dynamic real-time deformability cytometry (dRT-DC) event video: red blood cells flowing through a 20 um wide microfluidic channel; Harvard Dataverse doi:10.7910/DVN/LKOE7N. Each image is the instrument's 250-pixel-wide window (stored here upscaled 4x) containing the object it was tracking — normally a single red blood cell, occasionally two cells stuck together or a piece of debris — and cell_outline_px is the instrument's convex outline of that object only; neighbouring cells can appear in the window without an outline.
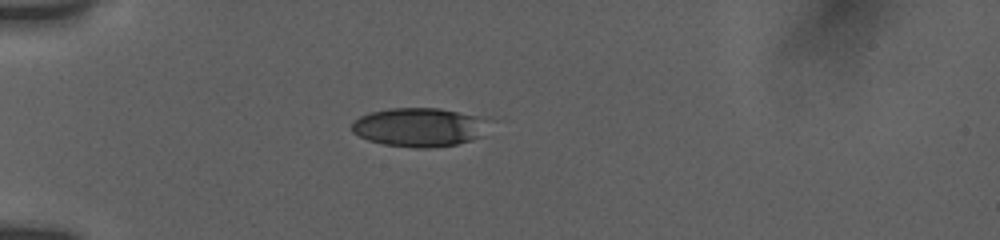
{"species": "human", "species_latin": "Homo sapiens", "temperature_condition": "room temperature", "stored_images_in_passage": 8, "camera_frame_rate_fps": 3000, "um_per_image_px": 0.085, "donor": {"sex": "female"}, "frame": {"image": 1, "passage_image": 1, "time_ms": 0.0, "image_size_px": [1000, 240], "cell_outline_px": [[492, 120], [484, 136], [472, 140], [456, 144], [428, 148], [416, 148], [384, 144], [368, 140], [352, 132], [352, 124], [360, 116], [372, 112], [388, 108], [440, 108], [492, 116]], "centroid_in_image_um": [35.8, 10.79], "position_along_channel_um": 49.2, "area_um2": 31.85}}
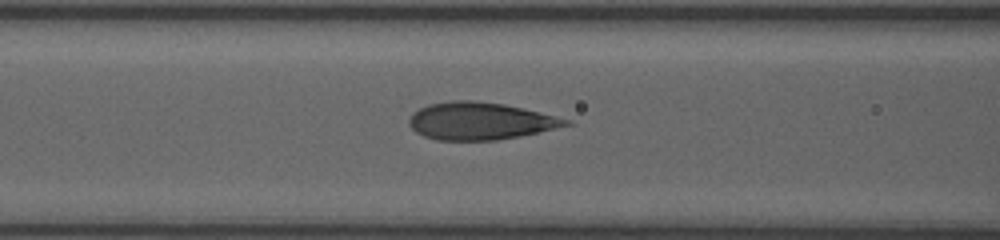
{"frame": {"image": 2, "passage_image": 6, "time_ms": 2.667, "image_size_px": [1000, 240], "cell_outline_px": [[576, 124], [520, 136], [496, 140], [436, 140], [424, 136], [416, 132], [408, 124], [408, 120], [412, 112], [428, 104], [448, 100], [472, 100], [504, 104], [556, 116], [572, 120]], "centroid_in_image_um": [40.81, 10.28], "position_along_channel_um": 125.8, "area_um2": 34.33}}
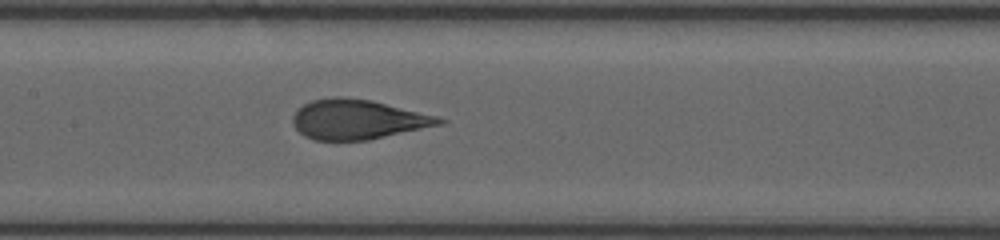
{"frame": {"image": 3, "passage_image": 8, "time_ms": 4.0, "image_size_px": [1000, 240], "cell_outline_px": [[448, 120], [444, 124], [368, 140], [316, 140], [304, 136], [292, 124], [292, 116], [296, 108], [312, 100], [332, 96], [340, 96], [372, 100], [436, 116]], "centroid_in_image_um": [30.38, 10.14], "position_along_channel_um": 177.0, "area_um2": 34.04}}